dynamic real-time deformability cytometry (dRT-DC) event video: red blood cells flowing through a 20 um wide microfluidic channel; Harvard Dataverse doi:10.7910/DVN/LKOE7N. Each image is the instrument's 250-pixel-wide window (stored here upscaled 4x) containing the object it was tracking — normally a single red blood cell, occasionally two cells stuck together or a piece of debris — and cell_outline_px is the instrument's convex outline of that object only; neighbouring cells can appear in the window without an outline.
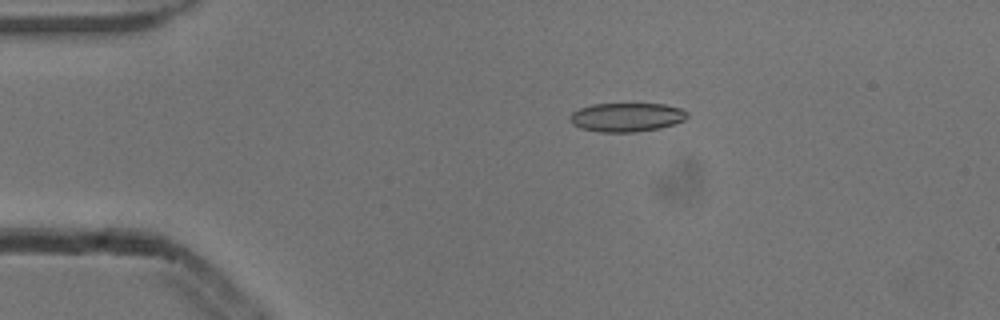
{"species": "common noctule bat (a hibernating species)", "species_latin": "Nyctalus noctula", "temperature_condition": "cold", "stored_images_in_passage": 4, "camera_frame_rate_fps": 3000, "um_per_image_px": 0.085, "animal": {"sex": "male", "body_mass_g": 13.3}, "frame": {"image": 1, "passage_image": 2, "time_ms": 0.333, "image_size_px": [1000, 320], "cell_outline_px": [[688, 116], [684, 120], [676, 124], [660, 128], [636, 132], [600, 132], [580, 128], [572, 124], [568, 120], [568, 116], [572, 112], [580, 108], [592, 104], [664, 104], [680, 108], [688, 112]], "centroid_in_image_um": [53.25, 9.97], "position_along_channel_um": 31.8, "area_um2": 19.94}}
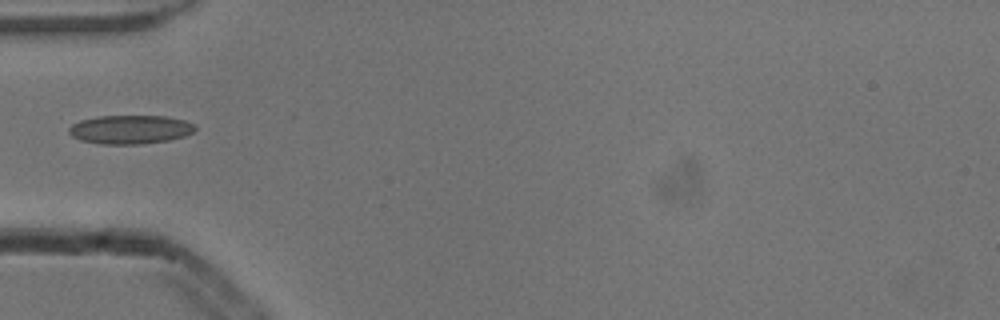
{"frame": {"image": 2, "passage_image": 4, "time_ms": 1.0, "image_size_px": [1000, 320], "cell_outline_px": [[196, 128], [192, 132], [184, 136], [168, 140], [140, 144], [100, 144], [80, 140], [72, 136], [68, 132], [68, 128], [72, 124], [80, 120], [96, 116], [168, 116], [184, 120], [196, 124]], "centroid_in_image_um": [11.05, 11.0], "position_along_channel_um": 73.9, "area_um2": 21.27}}